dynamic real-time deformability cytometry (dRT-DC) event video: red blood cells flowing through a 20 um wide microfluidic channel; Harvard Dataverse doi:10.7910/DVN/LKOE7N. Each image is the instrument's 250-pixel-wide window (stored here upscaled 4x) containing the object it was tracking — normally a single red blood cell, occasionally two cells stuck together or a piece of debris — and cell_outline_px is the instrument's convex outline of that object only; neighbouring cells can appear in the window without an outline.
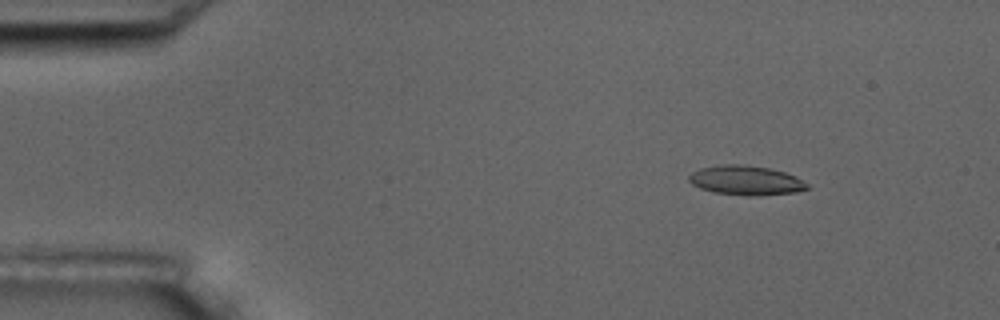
{"species": "common noctule bat (a hibernating species)", "species_latin": "Nyctalus noctula", "temperature_condition": "room temperature", "stored_images_in_passage": 2, "camera_frame_rate_fps": 3000, "um_per_image_px": 0.085, "animal": {"sex": "male", "body_mass_g": 17.5, "forearm_length_mm": 52.3}, "frame": {"image": 1, "passage_image": 1, "time_ms": 0.0, "image_size_px": [1000, 320], "cell_outline_px": [[808, 188], [796, 192], [760, 196], [752, 196], [712, 192], [700, 188], [692, 184], [688, 180], [688, 176], [692, 172], [700, 168], [720, 164], [740, 164], [768, 168], [784, 172], [796, 176], [808, 184]], "centroid_in_image_um": [63.38, 15.33], "position_along_channel_um": 21.6, "area_um2": 20.35}}